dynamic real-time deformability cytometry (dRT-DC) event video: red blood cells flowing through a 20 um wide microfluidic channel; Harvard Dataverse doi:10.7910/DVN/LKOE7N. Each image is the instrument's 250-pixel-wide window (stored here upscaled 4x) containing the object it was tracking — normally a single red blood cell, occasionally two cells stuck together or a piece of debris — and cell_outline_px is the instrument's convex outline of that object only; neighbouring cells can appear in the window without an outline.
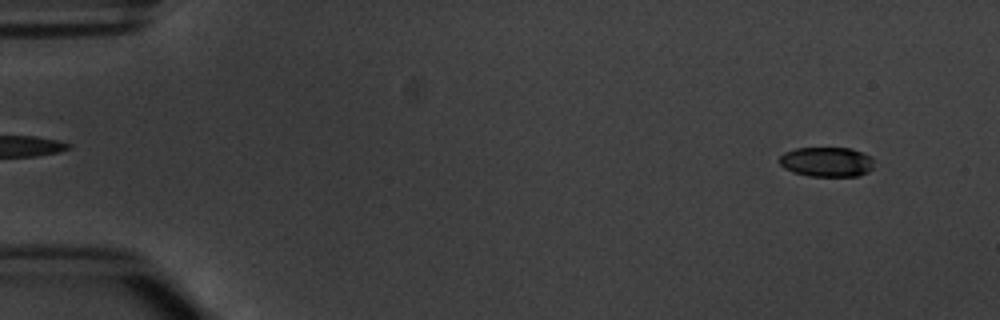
{"species": "common noctule bat (a hibernating species)", "species_latin": "Nyctalus noctula", "temperature_condition": "warm", "stored_images_in_passage": 5, "segment_of_instrument_passage": [1, 2], "camera_frame_rate_fps": 3000, "um_per_image_px": 0.085, "animal": {"sex": "male", "body_mass_g": 20.1, "forearm_length_mm": 53.5}, "frame": {"image": 1, "passage_image": 1, "time_ms": 0.0, "image_size_px": [1000, 320], "cell_outline_px": [[872, 168], [868, 172], [860, 176], [808, 176], [792, 172], [784, 168], [780, 164], [780, 156], [784, 152], [796, 148], [848, 148], [872, 156]], "centroid_in_image_um": [70.25, 13.77], "position_along_channel_um": 14.7, "area_um2": 16.42}}
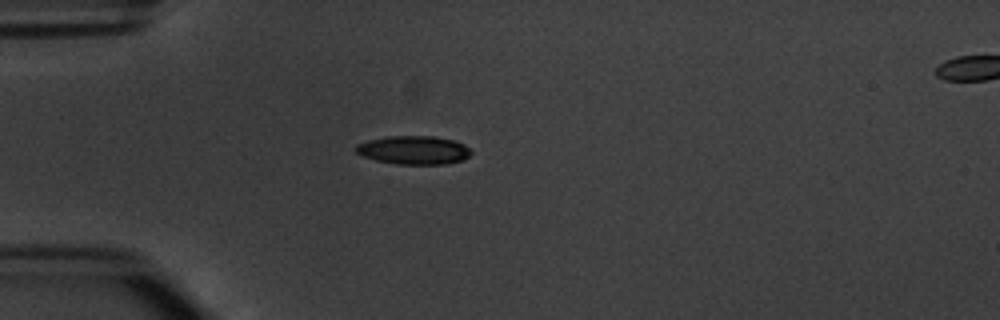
{"frame": {"image": 2, "passage_image": 4, "time_ms": 3.667, "image_size_px": [1000, 320], "cell_outline_px": [[472, 152], [464, 160], [444, 164], [396, 164], [376, 160], [364, 156], [356, 152], [352, 148], [356, 144], [368, 140], [388, 136], [432, 136], [452, 140], [464, 144]], "centroid_in_image_um": [35.14, 12.76], "position_along_channel_um": 49.9, "area_um2": 19.13}}